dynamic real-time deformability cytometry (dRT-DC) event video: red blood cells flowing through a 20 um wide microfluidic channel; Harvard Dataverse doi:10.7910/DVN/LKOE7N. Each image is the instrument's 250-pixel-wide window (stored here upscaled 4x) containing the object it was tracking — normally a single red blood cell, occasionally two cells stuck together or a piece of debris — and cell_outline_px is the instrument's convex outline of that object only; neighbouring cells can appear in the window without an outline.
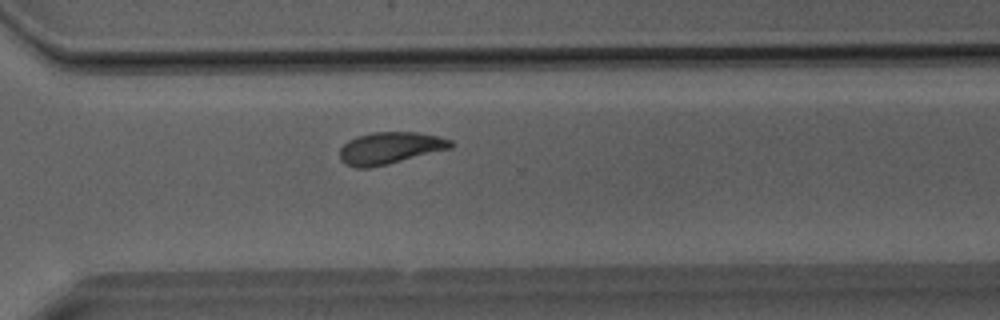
{"species": "Egyptian fruit bat (a non-hibernating species)", "species_latin": "Rousettus aegyptiacus", "temperature_condition": "room temperature", "stored_images_in_passage": 34, "camera_frame_rate_fps": 3000, "um_per_image_px": 0.085, "animal": {"sex": "male"}, "frame": {"image": 1, "passage_image": 23, "time_ms": 7.333, "image_size_px": [1000, 320], "cell_outline_px": [[456, 144], [452, 148], [388, 164], [368, 168], [356, 168], [344, 164], [340, 160], [340, 148], [348, 140], [356, 136], [372, 132], [416, 132], [440, 136], [452, 140]], "centroid_in_image_um": [33.16, 12.58], "position_along_channel_um": 337.4, "area_um2": 20.92}}
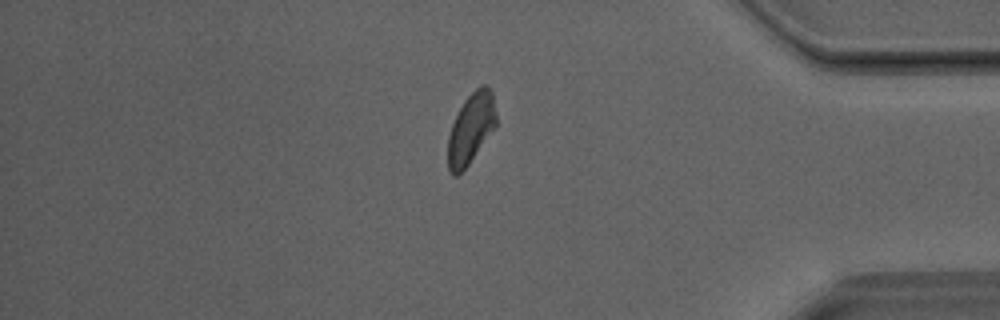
{"frame": {"image": 2, "passage_image": 28, "time_ms": 9.0, "image_size_px": [1000, 320], "cell_outline_px": [[496, 124], [468, 164], [456, 176], [452, 176], [448, 172], [448, 136], [452, 124], [464, 100], [480, 84], [484, 84], [492, 92], [496, 116]], "centroid_in_image_um": [40.0, 10.91], "position_along_channel_um": 395.2, "area_um2": 19.36}}
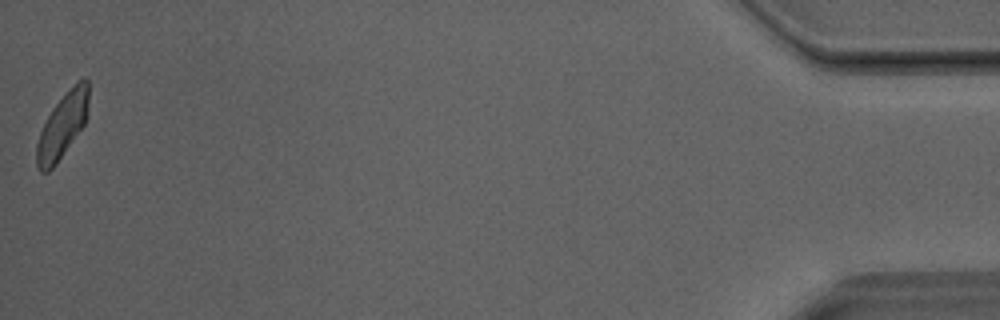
{"frame": {"image": 3, "passage_image": 34, "time_ms": 11.0, "image_size_px": [1000, 320], "cell_outline_px": [[88, 104], [84, 124], [56, 164], [48, 172], [40, 172], [36, 164], [36, 144], [40, 132], [52, 108], [84, 76], [88, 80]], "centroid_in_image_um": [5.28, 10.73], "position_along_channel_um": 429.9, "area_um2": 19.02}}